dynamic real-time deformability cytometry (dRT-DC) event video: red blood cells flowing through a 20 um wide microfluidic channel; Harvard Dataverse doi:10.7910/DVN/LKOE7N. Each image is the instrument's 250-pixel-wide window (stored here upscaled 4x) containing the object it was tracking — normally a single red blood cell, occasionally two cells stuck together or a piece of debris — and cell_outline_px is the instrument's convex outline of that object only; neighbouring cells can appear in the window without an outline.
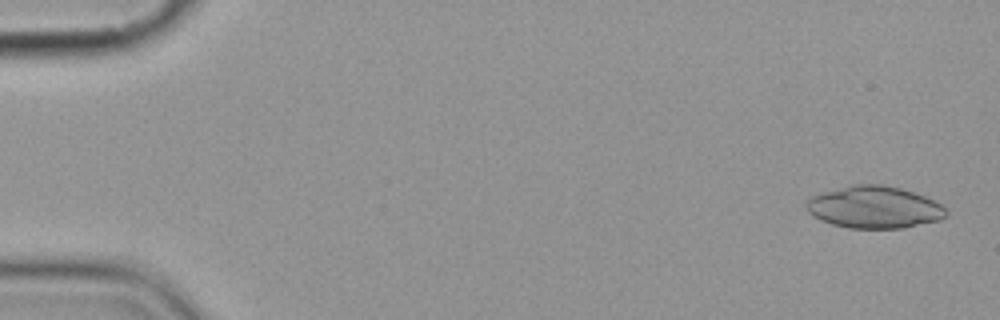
{"species": "common noctule bat (a hibernating species)", "species_latin": "Nyctalus noctula", "temperature_condition": "cold", "stored_images_in_passage": 7, "camera_frame_rate_fps": 3000, "um_per_image_px": 0.085, "animal": {"sex": "female", "body_mass_g": 19.9}, "frame": {"image": 1, "passage_image": 1, "time_ms": 0.0, "image_size_px": [1000, 320], "cell_outline_px": [[948, 212], [940, 220], [904, 228], [848, 228], [832, 224], [820, 220], [812, 216], [808, 212], [808, 200], [812, 196], [824, 192], [852, 184], [880, 184], [900, 188], [924, 196], [940, 204]], "centroid_in_image_um": [74.31, 17.62], "position_along_channel_um": 10.7, "area_um2": 34.04}}